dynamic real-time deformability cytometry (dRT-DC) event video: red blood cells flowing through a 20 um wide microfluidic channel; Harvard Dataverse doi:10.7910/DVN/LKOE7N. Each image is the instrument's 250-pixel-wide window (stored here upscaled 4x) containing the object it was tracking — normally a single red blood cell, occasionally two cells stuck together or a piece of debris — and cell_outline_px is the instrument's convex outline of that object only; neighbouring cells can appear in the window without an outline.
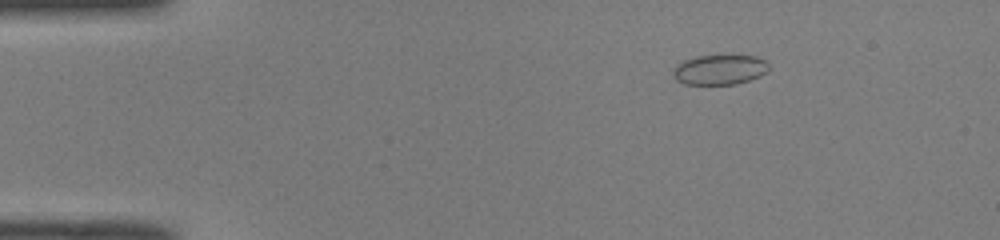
{"species": "common noctule bat (a hibernating species)", "species_latin": "Nyctalus noctula", "temperature_condition": "room temperature", "stored_images_in_passage": 43, "camera_frame_rate_fps": 3000, "um_per_image_px": 0.085, "animal": {"sex": "male", "body_mass_g": 19.0, "forearm_length_mm": 50.8}, "frame": {"image": 1, "passage_image": 1, "time_ms": 0.0, "image_size_px": [1000, 240], "cell_outline_px": [[768, 72], [760, 76], [736, 84], [684, 84], [676, 80], [672, 76], [672, 72], [676, 64], [684, 60], [696, 56], [756, 56], [764, 60], [768, 64]], "centroid_in_image_um": [61.14, 5.93], "position_along_channel_um": 23.9, "area_um2": 16.7}}
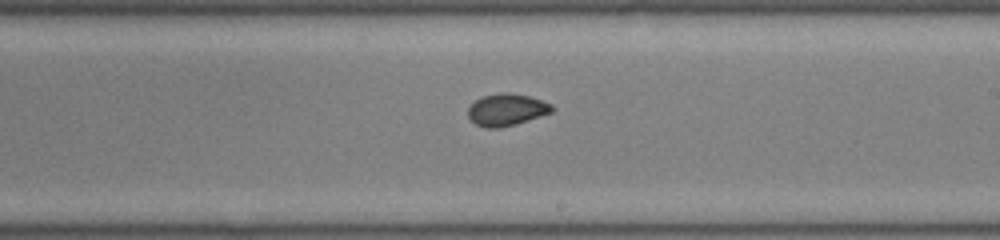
{"frame": {"image": 2, "passage_image": 23, "time_ms": 7.333, "image_size_px": [1000, 240], "cell_outline_px": [[556, 108], [552, 112], [516, 124], [496, 128], [488, 128], [476, 124], [468, 116], [468, 108], [476, 100], [484, 96], [500, 92], [508, 92], [528, 96], [552, 104]], "centroid_in_image_um": [43.08, 9.32], "position_along_channel_um": 245.9, "area_um2": 15.49}}
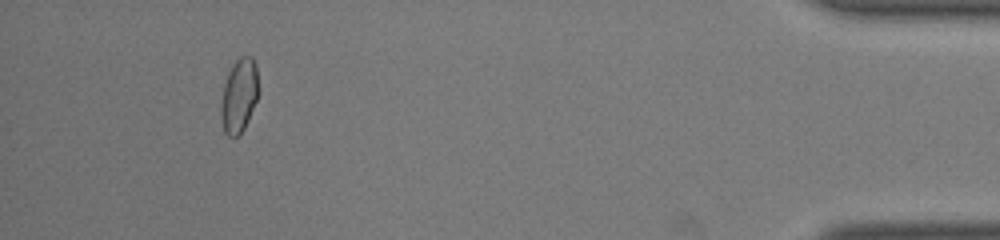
{"frame": {"image": 3, "passage_image": 40, "time_ms": 13.0, "image_size_px": [1000, 240], "cell_outline_px": [[260, 92], [248, 120], [244, 128], [236, 136], [228, 136], [224, 132], [220, 120], [220, 104], [224, 84], [228, 72], [232, 64], [240, 56], [252, 56], [256, 64]], "centroid_in_image_um": [20.32, 8.1], "position_along_channel_um": 414.9, "area_um2": 16.53}, "authors_computed_cell_mechanics": {"area_um2": 15.895, "velocity_mm_per_s": 4.0894, "shape_relaxation_time_tau1_ms": 3.1468, "shape_relaxation_time_tau2_ms": 1.0751, "deformation_change_tau1": 0.0735, "deformation_change_tau2": 0.0316}}